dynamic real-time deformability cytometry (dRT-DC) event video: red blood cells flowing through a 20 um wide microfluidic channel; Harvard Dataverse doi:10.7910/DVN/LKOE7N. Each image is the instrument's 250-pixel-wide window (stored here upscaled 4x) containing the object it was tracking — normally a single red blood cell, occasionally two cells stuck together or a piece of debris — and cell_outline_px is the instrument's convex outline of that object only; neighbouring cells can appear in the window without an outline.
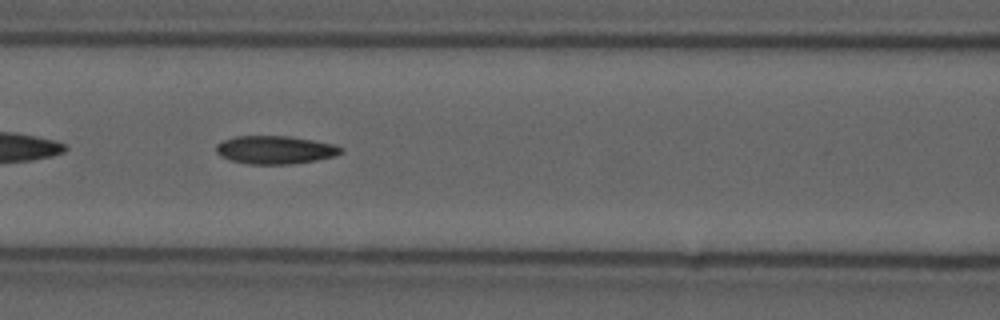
{"species": "common noctule bat (a hibernating species)", "species_latin": "Nyctalus noctula", "temperature_condition": "cold", "stored_images_in_passage": 8, "camera_frame_rate_fps": 3000, "um_per_image_px": 0.085, "animal": {"sex": "male", "forearm_length_mm": 52.5}, "frame": {"image": 1, "passage_image": 5, "time_ms": 1.333, "image_size_px": [1000, 320], "cell_outline_px": [[344, 152], [336, 156], [316, 160], [292, 164], [248, 164], [228, 160], [220, 156], [216, 152], [216, 144], [224, 140], [236, 136], [288, 136], [312, 140], [332, 144], [344, 148]], "centroid_in_image_um": [23.38, 12.74], "position_along_channel_um": 143.2, "area_um2": 20.58}}
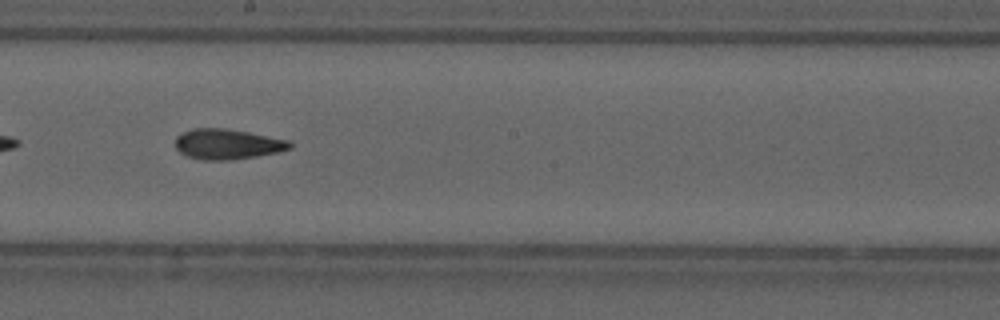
{"frame": {"image": 2, "passage_image": 7, "time_ms": 2.0, "image_size_px": [1000, 320], "cell_outline_px": [[292, 148], [276, 152], [256, 156], [232, 160], [200, 160], [184, 156], [176, 148], [176, 136], [192, 128], [224, 128], [248, 132], [288, 140], [292, 144]], "centroid_in_image_um": [19.29, 12.26], "position_along_channel_um": 228.9, "area_um2": 20.23}}
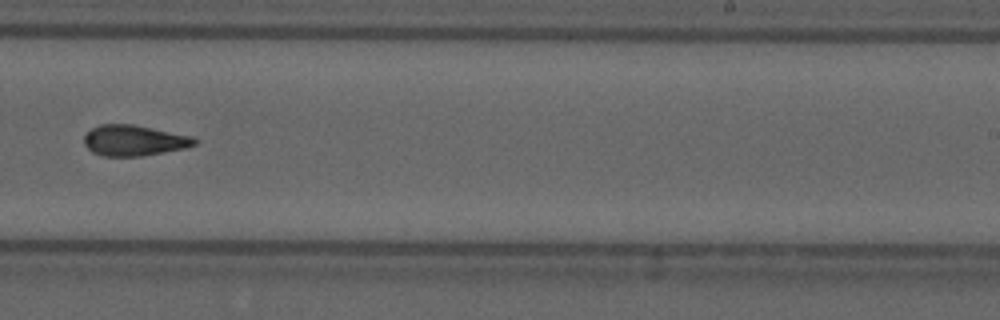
{"frame": {"image": 3, "passage_image": 8, "time_ms": 2.333, "image_size_px": [1000, 320], "cell_outline_px": [[200, 140], [196, 144], [184, 148], [140, 156], [104, 156], [92, 152], [84, 144], [84, 136], [92, 128], [100, 124], [132, 124], [192, 136]], "centroid_in_image_um": [11.39, 11.93], "position_along_channel_um": 277.6, "area_um2": 19.65}}